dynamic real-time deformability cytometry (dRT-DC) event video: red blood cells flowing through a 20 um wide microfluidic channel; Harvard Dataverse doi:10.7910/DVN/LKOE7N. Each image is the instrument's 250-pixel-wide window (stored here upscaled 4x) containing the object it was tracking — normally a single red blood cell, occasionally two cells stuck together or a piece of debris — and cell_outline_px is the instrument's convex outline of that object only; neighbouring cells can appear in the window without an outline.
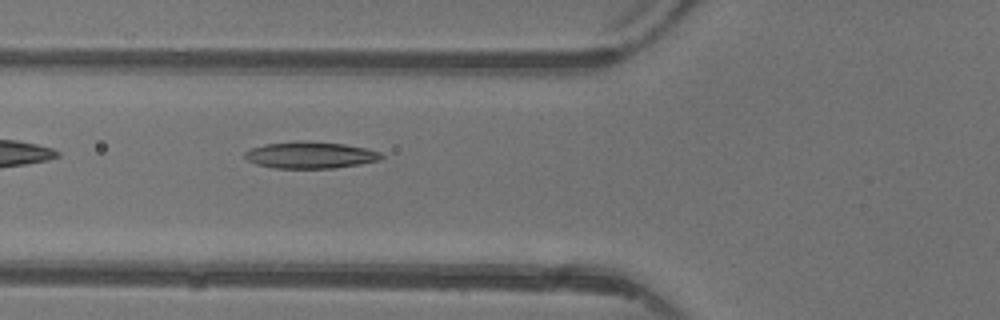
{"species": "common noctule bat (a hibernating species)", "species_latin": "Nyctalus noctula", "temperature_condition": "warm", "stored_images_in_passage": 5, "camera_frame_rate_fps": 3000, "um_per_image_px": 0.085, "animal": {"sex": "female"}, "frame": {"image": 1, "passage_image": 5, "time_ms": 5.667, "image_size_px": [1000, 320], "cell_outline_px": [[384, 156], [380, 160], [360, 164], [336, 168], [272, 168], [256, 164], [248, 160], [244, 156], [244, 152], [252, 148], [264, 144], [300, 140], [304, 140], [344, 144], [364, 148], [380, 152]], "centroid_in_image_um": [26.36, 13.18], "position_along_channel_um": 99.4, "area_um2": 21.33}}